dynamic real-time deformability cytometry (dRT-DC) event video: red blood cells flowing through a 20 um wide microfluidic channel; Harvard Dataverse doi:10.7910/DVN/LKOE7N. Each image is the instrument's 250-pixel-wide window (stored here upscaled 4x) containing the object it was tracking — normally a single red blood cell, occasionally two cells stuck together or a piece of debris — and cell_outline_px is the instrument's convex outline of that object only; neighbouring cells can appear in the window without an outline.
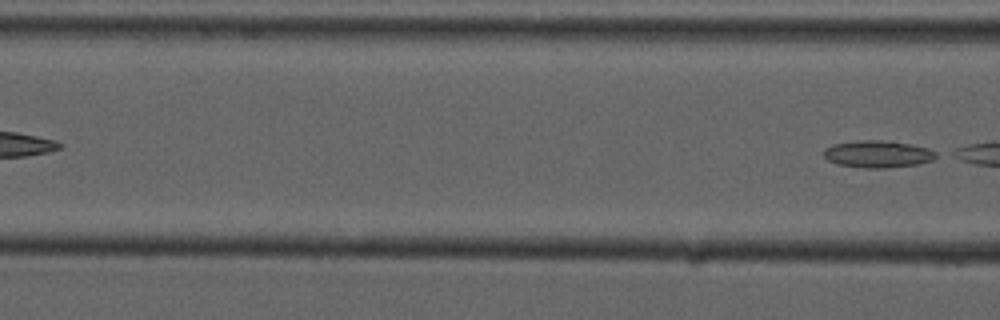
{"species": "common noctule bat (a hibernating species)", "species_latin": "Nyctalus noctula", "temperature_condition": "cold", "stored_images_in_passage": 7, "camera_frame_rate_fps": 3000, "um_per_image_px": 0.085, "animal": {"sex": "male", "forearm_length_mm": 52.5}, "frame": {"image": 1, "passage_image": 7, "time_ms": 7.0, "image_size_px": [1000, 320], "cell_outline_px": [[940, 156], [932, 160], [916, 164], [884, 168], [864, 168], [840, 164], [828, 160], [824, 156], [824, 148], [836, 144], [860, 140], [892, 140], [912, 144], [928, 148], [936, 152]], "centroid_in_image_um": [74.67, 13.08], "position_along_channel_um": 91.9, "area_um2": 17.74}}